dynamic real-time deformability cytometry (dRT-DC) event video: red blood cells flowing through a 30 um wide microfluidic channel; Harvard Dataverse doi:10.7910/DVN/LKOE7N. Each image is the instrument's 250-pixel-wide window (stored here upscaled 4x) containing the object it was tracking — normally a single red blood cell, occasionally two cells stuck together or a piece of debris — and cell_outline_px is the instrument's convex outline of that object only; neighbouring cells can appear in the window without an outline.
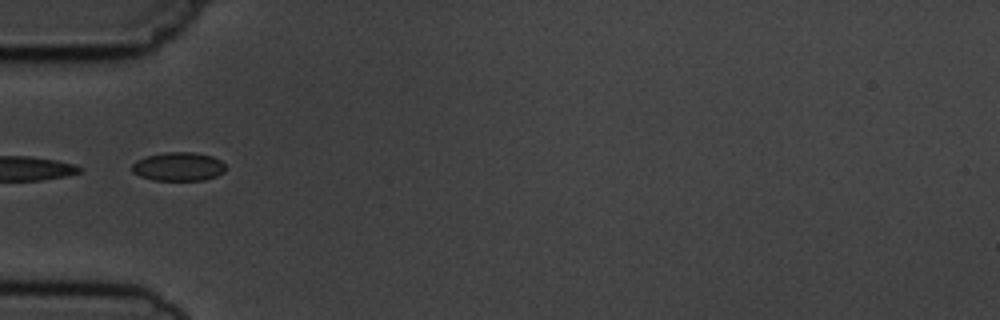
{"species": "common noctule bat (a hibernating species)", "species_latin": "Nyctalus noctula", "temperature_condition": "cold", "stored_images_in_passage": 6, "segment_of_instrument_passage": [2, 2], "camera_frame_rate_fps": 3000, "um_per_image_px": 0.085, "animal": {"sex": "male", "body_mass_g": 19.5, "forearm_length_mm": 54.6}, "frame": {"image": 1, "passage_image": 6, "time_ms": 5.667, "image_size_px": [1000, 320], "cell_outline_px": [[228, 168], [224, 172], [216, 176], [204, 180], [152, 180], [140, 176], [132, 172], [132, 164], [136, 160], [148, 156], [164, 152], [192, 152], [212, 156], [220, 160]], "centroid_in_image_um": [15.18, 14.16], "position_along_channel_um": 69.8, "area_um2": 15.72}}